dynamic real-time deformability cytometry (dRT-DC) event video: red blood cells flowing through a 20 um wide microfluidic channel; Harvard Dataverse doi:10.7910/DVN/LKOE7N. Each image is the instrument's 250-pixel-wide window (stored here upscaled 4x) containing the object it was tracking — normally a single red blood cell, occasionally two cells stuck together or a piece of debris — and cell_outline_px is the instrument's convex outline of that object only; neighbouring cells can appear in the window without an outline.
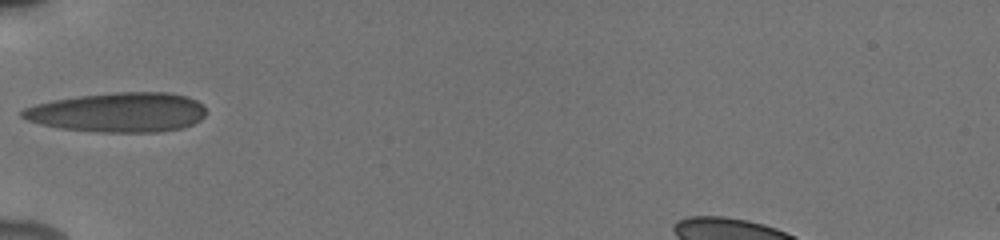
{"species": "human", "species_latin": "Homo sapiens", "temperature_condition": "cold", "stored_images_in_passage": 10, "camera_frame_rate_fps": 3000, "um_per_image_px": 0.085, "donor": {"sex": "male"}, "frame": {"image": 1, "passage_image": 1, "time_ms": 0.0, "image_size_px": [1000, 240], "cell_outline_px": [[204, 116], [200, 120], [184, 128], [156, 132], [100, 132], [60, 128], [40, 124], [28, 120], [20, 116], [20, 112], [24, 108], [36, 104], [52, 100], [80, 96], [112, 92], [168, 92], [188, 96], [204, 104]], "centroid_in_image_um": [10.07, 9.54], "position_along_channel_um": 74.9, "area_um2": 42.54}}